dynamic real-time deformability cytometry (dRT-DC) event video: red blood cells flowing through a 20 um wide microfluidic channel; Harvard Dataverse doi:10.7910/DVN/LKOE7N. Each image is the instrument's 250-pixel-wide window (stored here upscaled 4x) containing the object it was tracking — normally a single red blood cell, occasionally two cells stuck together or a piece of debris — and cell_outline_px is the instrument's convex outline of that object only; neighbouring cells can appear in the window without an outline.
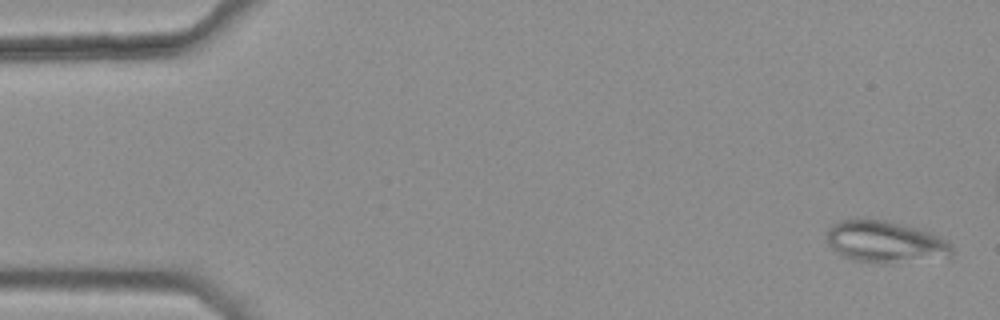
{"species": "common noctule bat (a hibernating species)", "species_latin": "Nyctalus noctula", "temperature_condition": "warm", "stored_images_in_passage": 44, "camera_frame_rate_fps": 3000, "um_per_image_px": 0.085, "animal": {"sex": "female", "body_mass_g": 25.1}, "frame": {"image": 1, "passage_image": 2, "time_ms": 0.333, "image_size_px": [1000, 320], "cell_outline_px": [[952, 256], [888, 264], [880, 264], [852, 260], [836, 252], [828, 244], [824, 236], [828, 228], [832, 224], [840, 220], [856, 216], [884, 220], [932, 232], [948, 240], [952, 244]], "centroid_in_image_um": [75.19, 20.53], "position_along_channel_um": 9.8, "area_um2": 31.33}}
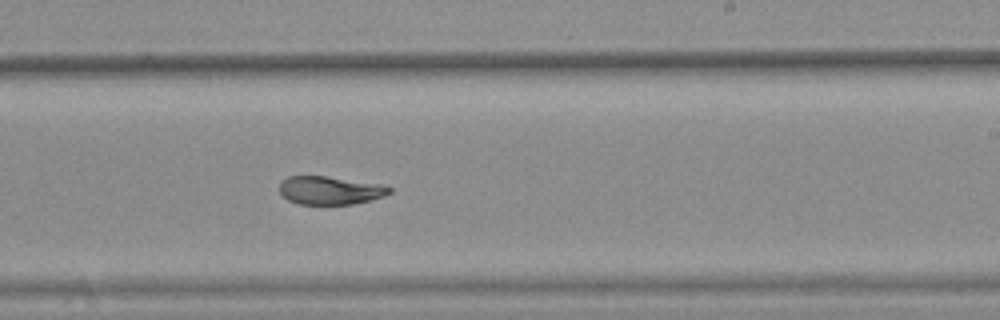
{"frame": {"image": 2, "passage_image": 32, "time_ms": 10.333, "image_size_px": [1000, 320], "cell_outline_px": [[392, 192], [384, 196], [352, 204], [300, 204], [288, 200], [280, 192], [280, 184], [288, 176], [328, 176], [384, 184], [392, 188]], "centroid_in_image_um": [28.1, 16.17], "position_along_channel_um": 260.9, "area_um2": 18.09}}
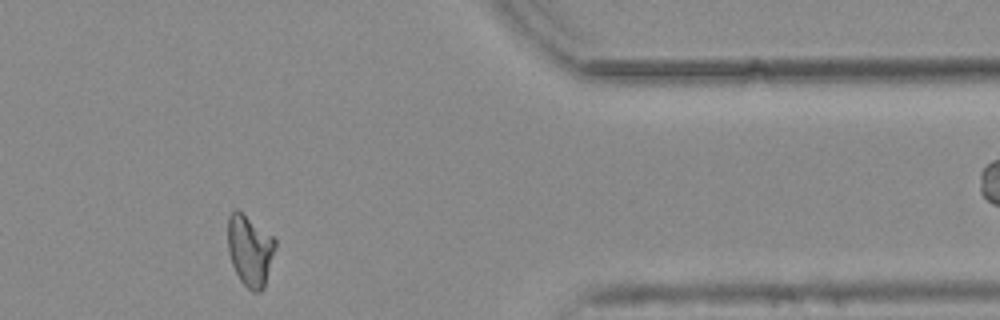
{"frame": {"image": 3, "passage_image": 44, "time_ms": 14.333, "image_size_px": [1000, 320], "cell_outline_px": [[276, 248], [264, 288], [260, 292], [252, 292], [240, 280], [232, 264], [228, 252], [228, 216], [236, 208], [272, 236], [276, 240]], "centroid_in_image_um": [21.25, 21.3], "position_along_channel_um": 390.2, "area_um2": 19.59}, "authors_computed_cell_mechanics": {"area_um2": 19.941, "velocity_mm_per_s": 3.8074, "shape_relaxation_time_tau1_ms": null, "shape_relaxation_time_tau2_ms": 2.2909, "deformation_change_tau1": null, "deformation_change_tau2": 0.0658}}